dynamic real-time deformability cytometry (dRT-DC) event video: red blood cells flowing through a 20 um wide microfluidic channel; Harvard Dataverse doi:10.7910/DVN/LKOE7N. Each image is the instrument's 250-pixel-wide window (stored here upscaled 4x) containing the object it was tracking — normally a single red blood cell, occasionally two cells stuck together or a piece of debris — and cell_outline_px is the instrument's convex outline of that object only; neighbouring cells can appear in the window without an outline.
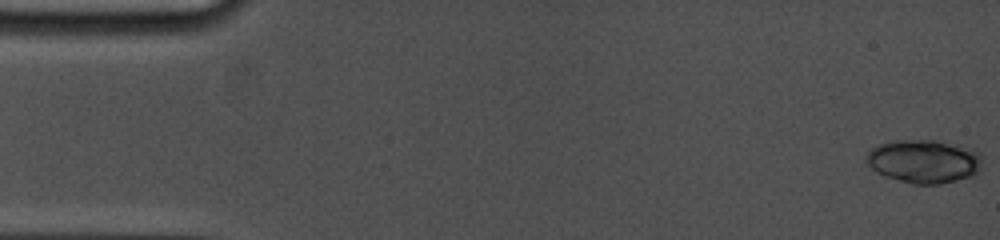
{"species": "common noctule bat (a hibernating species)", "species_latin": "Nyctalus noctula", "temperature_condition": "cold", "stored_images_in_passage": 12, "camera_frame_rate_fps": 5000, "um_per_image_px": 0.085, "animal": {"sex": "female", "body_mass_g": 19.0, "forearm_length_mm": 53.3}, "frame": {"image": 1, "passage_image": 1, "time_ms": 0.0, "image_size_px": [1000, 240], "cell_outline_px": [[980, 168], [976, 176], [940, 184], [912, 184], [884, 176], [876, 172], [864, 160], [868, 152], [872, 148], [880, 144], [896, 140], [940, 140], [972, 148], [980, 152]], "centroid_in_image_um": [78.55, 13.71], "position_along_channel_um": 6.4, "area_um2": 29.71}}
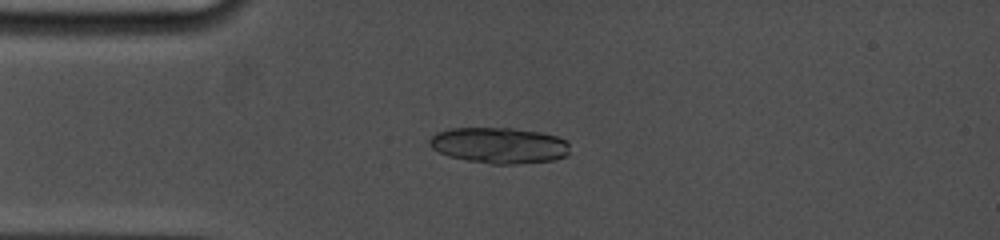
{"frame": {"image": 2, "passage_image": 10, "time_ms": 4.0, "image_size_px": [1000, 240], "cell_outline_px": [[568, 152], [564, 156], [556, 160], [516, 164], [492, 164], [468, 160], [448, 156], [432, 148], [428, 144], [428, 140], [436, 132], [452, 128], [512, 128], [540, 132], [556, 136], [564, 140], [568, 144]], "centroid_in_image_um": [42.4, 12.35], "position_along_channel_um": 42.6, "area_um2": 29.3}}